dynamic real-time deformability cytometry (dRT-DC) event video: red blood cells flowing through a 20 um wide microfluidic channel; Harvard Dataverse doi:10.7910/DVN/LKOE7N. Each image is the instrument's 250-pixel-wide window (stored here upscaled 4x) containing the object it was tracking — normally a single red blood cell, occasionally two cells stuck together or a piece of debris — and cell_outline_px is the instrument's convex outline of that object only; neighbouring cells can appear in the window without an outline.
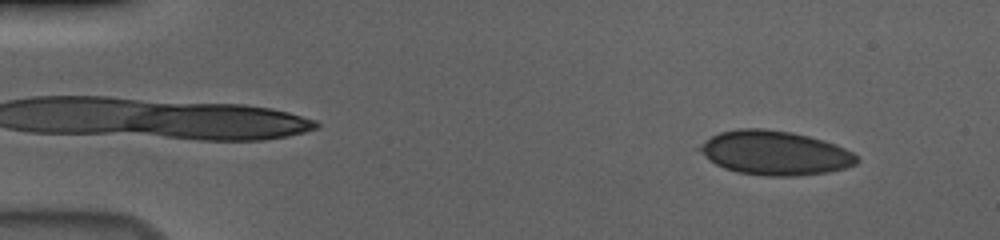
{"species": "human", "species_latin": "Homo sapiens", "temperature_condition": "cold", "stored_images_in_passage": 55, "camera_frame_rate_fps": 3000, "um_per_image_px": 0.085, "donor": {"sex": "male"}, "frame": {"image": 1, "passage_image": 5, "time_ms": 1.333, "image_size_px": [1000, 240], "cell_outline_px": [[860, 160], [856, 164], [844, 168], [828, 172], [796, 176], [768, 176], [736, 172], [724, 168], [716, 164], [696, 148], [712, 136], [720, 132], [740, 128], [764, 128], [792, 132], [808, 136], [836, 144], [852, 152]], "centroid_in_image_um": [65.88, 13.0], "position_along_channel_um": 19.1, "area_um2": 40.29}}
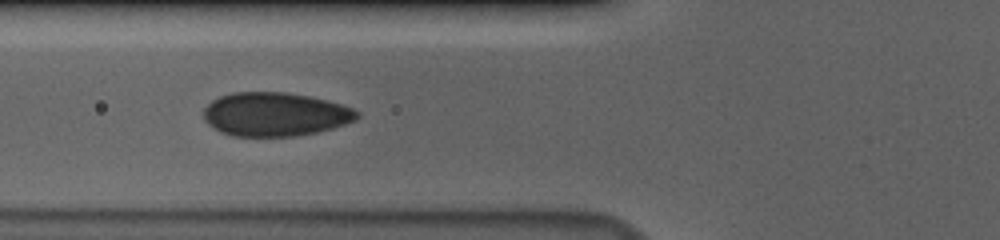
{"frame": {"image": 2, "passage_image": 21, "time_ms": 6.667, "image_size_px": [1000, 240], "cell_outline_px": [[360, 116], [356, 120], [332, 128], [316, 132], [296, 136], [232, 136], [220, 132], [212, 128], [204, 120], [204, 108], [212, 100], [220, 96], [232, 92], [284, 92], [308, 96], [340, 104], [352, 108], [360, 112]], "centroid_in_image_um": [23.35, 9.72], "position_along_channel_um": 102.4, "area_um2": 39.13}}
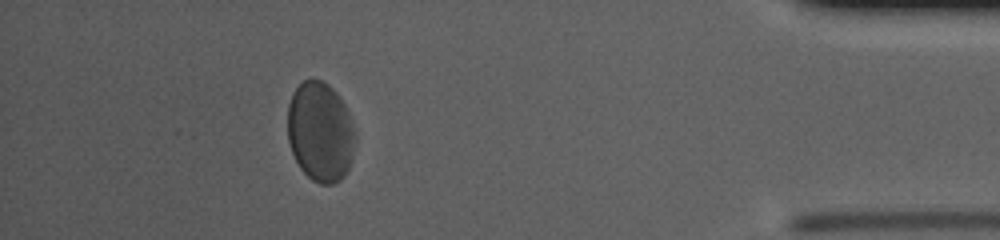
{"frame": {"image": 3, "passage_image": 50, "time_ms": 16.333, "image_size_px": [1000, 240], "cell_outline_px": [[356, 140], [352, 156], [348, 168], [344, 176], [340, 180], [332, 184], [320, 184], [312, 180], [300, 168], [292, 152], [288, 140], [288, 104], [292, 92], [304, 80], [320, 80], [328, 84], [336, 92], [344, 104], [356, 128]], "centroid_in_image_um": [27.24, 11.21], "position_along_channel_um": 408.0, "area_um2": 39.54}, "authors_computed_cell_mechanics": {"area_um2": 39.4774, "velocity_mm_per_s": 3.6505, "shape_relaxation_time_tau1_ms": 8.0326, "shape_relaxation_time_tau2_ms": null, "deformation_change_tau1": 0.138, "deformation_change_tau2": null}}